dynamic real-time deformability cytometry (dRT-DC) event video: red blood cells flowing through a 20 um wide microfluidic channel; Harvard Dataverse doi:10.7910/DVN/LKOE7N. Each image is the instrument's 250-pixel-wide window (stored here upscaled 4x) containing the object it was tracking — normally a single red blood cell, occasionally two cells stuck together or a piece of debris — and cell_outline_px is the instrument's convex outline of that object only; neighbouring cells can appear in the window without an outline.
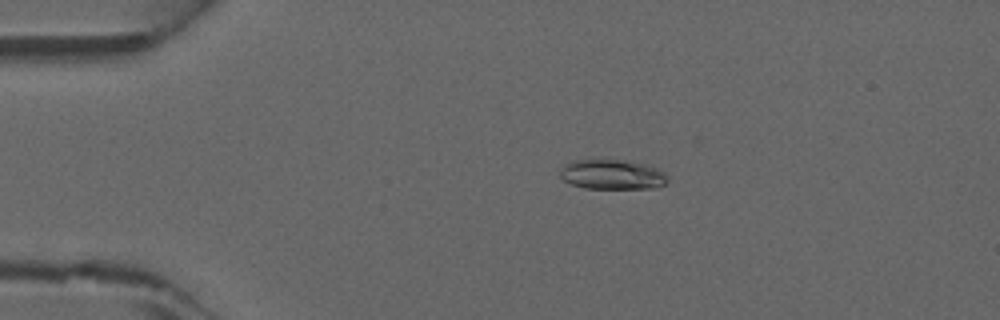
{"species": "common noctule bat (a hibernating species)", "species_latin": "Nyctalus noctula", "temperature_condition": "warm", "stored_images_in_passage": 46, "camera_frame_rate_fps": 3000, "um_per_image_px": 0.085, "animal": {"sex": "male", "forearm_length_mm": 52.5}, "frame": {"image": 1, "passage_image": 10, "time_ms": 3.0, "image_size_px": [1000, 320], "cell_outline_px": [[668, 180], [664, 184], [656, 188], [584, 188], [572, 184], [564, 180], [560, 176], [560, 168], [564, 164], [572, 160], [620, 160], [644, 164], [656, 168], [664, 172], [668, 176]], "centroid_in_image_um": [52.02, 14.83], "position_along_channel_um": 33.0, "area_um2": 18.61}}
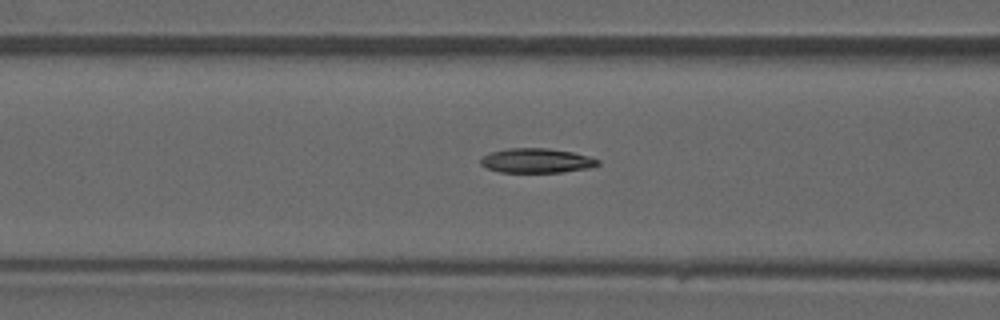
{"frame": {"image": 2, "passage_image": 19, "time_ms": 6.0, "image_size_px": [1000, 320], "cell_outline_px": [[600, 164], [592, 168], [564, 172], [500, 172], [488, 168], [480, 164], [480, 160], [484, 156], [492, 152], [508, 148], [548, 148], [572, 152], [588, 156], [600, 160]], "centroid_in_image_um": [45.66, 13.66], "position_along_channel_um": 120.9, "area_um2": 16.76}}
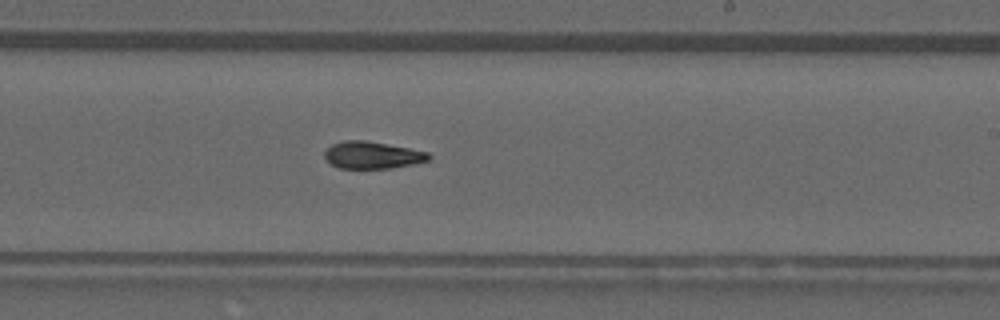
{"frame": {"image": 3, "passage_image": 28, "time_ms": 9.0, "image_size_px": [1000, 320], "cell_outline_px": [[432, 156], [428, 160], [412, 164], [392, 168], [340, 168], [332, 164], [324, 156], [324, 152], [332, 144], [344, 140], [364, 140], [408, 148], [428, 152]], "centroid_in_image_um": [31.64, 13.18], "position_along_channel_um": 257.4, "area_um2": 16.24}}